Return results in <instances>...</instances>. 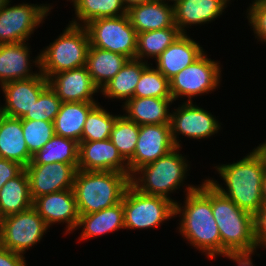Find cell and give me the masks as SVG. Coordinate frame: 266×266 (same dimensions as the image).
<instances>
[{
    "instance_id": "cell-34",
    "label": "cell",
    "mask_w": 266,
    "mask_h": 266,
    "mask_svg": "<svg viewBox=\"0 0 266 266\" xmlns=\"http://www.w3.org/2000/svg\"><path fill=\"white\" fill-rule=\"evenodd\" d=\"M139 130L140 125L121 115L111 131L109 139L127 163L133 158Z\"/></svg>"
},
{
    "instance_id": "cell-3",
    "label": "cell",
    "mask_w": 266,
    "mask_h": 266,
    "mask_svg": "<svg viewBox=\"0 0 266 266\" xmlns=\"http://www.w3.org/2000/svg\"><path fill=\"white\" fill-rule=\"evenodd\" d=\"M129 185L130 176L122 172L77 170L73 191L79 215L120 203Z\"/></svg>"
},
{
    "instance_id": "cell-15",
    "label": "cell",
    "mask_w": 266,
    "mask_h": 266,
    "mask_svg": "<svg viewBox=\"0 0 266 266\" xmlns=\"http://www.w3.org/2000/svg\"><path fill=\"white\" fill-rule=\"evenodd\" d=\"M33 208L49 228L57 222L66 223V234L77 228L79 213L73 189L41 195L33 200Z\"/></svg>"
},
{
    "instance_id": "cell-2",
    "label": "cell",
    "mask_w": 266,
    "mask_h": 266,
    "mask_svg": "<svg viewBox=\"0 0 266 266\" xmlns=\"http://www.w3.org/2000/svg\"><path fill=\"white\" fill-rule=\"evenodd\" d=\"M226 184V190L216 180L207 179L221 194L239 208L254 216L263 208L262 181L265 168L262 158L253 149L247 156L232 164L214 167Z\"/></svg>"
},
{
    "instance_id": "cell-1",
    "label": "cell",
    "mask_w": 266,
    "mask_h": 266,
    "mask_svg": "<svg viewBox=\"0 0 266 266\" xmlns=\"http://www.w3.org/2000/svg\"><path fill=\"white\" fill-rule=\"evenodd\" d=\"M185 191L184 206L175 203V217L181 216L179 232L191 246L213 260L221 255V237L213 217L212 184L205 179L201 186L188 185Z\"/></svg>"
},
{
    "instance_id": "cell-42",
    "label": "cell",
    "mask_w": 266,
    "mask_h": 266,
    "mask_svg": "<svg viewBox=\"0 0 266 266\" xmlns=\"http://www.w3.org/2000/svg\"><path fill=\"white\" fill-rule=\"evenodd\" d=\"M254 252H256V250L253 251H239V252H226L224 255V257L229 258L231 261H234L235 263L237 262L238 266H255L253 264L252 259V254L254 255Z\"/></svg>"
},
{
    "instance_id": "cell-21",
    "label": "cell",
    "mask_w": 266,
    "mask_h": 266,
    "mask_svg": "<svg viewBox=\"0 0 266 266\" xmlns=\"http://www.w3.org/2000/svg\"><path fill=\"white\" fill-rule=\"evenodd\" d=\"M130 23L140 32L177 27L174 20L173 4L150 1L132 6L127 10Z\"/></svg>"
},
{
    "instance_id": "cell-6",
    "label": "cell",
    "mask_w": 266,
    "mask_h": 266,
    "mask_svg": "<svg viewBox=\"0 0 266 266\" xmlns=\"http://www.w3.org/2000/svg\"><path fill=\"white\" fill-rule=\"evenodd\" d=\"M178 150L180 148L176 147L165 156L137 169L130 177V184L141 193L161 196L176 203L168 195L179 189L181 184L183 186L189 167L187 158Z\"/></svg>"
},
{
    "instance_id": "cell-11",
    "label": "cell",
    "mask_w": 266,
    "mask_h": 266,
    "mask_svg": "<svg viewBox=\"0 0 266 266\" xmlns=\"http://www.w3.org/2000/svg\"><path fill=\"white\" fill-rule=\"evenodd\" d=\"M49 227L37 211L30 209L1 218L0 244L10 251H25L40 242Z\"/></svg>"
},
{
    "instance_id": "cell-7",
    "label": "cell",
    "mask_w": 266,
    "mask_h": 266,
    "mask_svg": "<svg viewBox=\"0 0 266 266\" xmlns=\"http://www.w3.org/2000/svg\"><path fill=\"white\" fill-rule=\"evenodd\" d=\"M125 229L156 228L175 217V203L161 196L147 195L131 184L123 196Z\"/></svg>"
},
{
    "instance_id": "cell-12",
    "label": "cell",
    "mask_w": 266,
    "mask_h": 266,
    "mask_svg": "<svg viewBox=\"0 0 266 266\" xmlns=\"http://www.w3.org/2000/svg\"><path fill=\"white\" fill-rule=\"evenodd\" d=\"M171 113L170 128L173 142L176 147H181L179 136L182 135L190 139H204L211 137L218 130H221L219 121L209 111L193 104L185 102L179 105Z\"/></svg>"
},
{
    "instance_id": "cell-33",
    "label": "cell",
    "mask_w": 266,
    "mask_h": 266,
    "mask_svg": "<svg viewBox=\"0 0 266 266\" xmlns=\"http://www.w3.org/2000/svg\"><path fill=\"white\" fill-rule=\"evenodd\" d=\"M120 116L110 114L98 103L87 115L80 142L109 139Z\"/></svg>"
},
{
    "instance_id": "cell-14",
    "label": "cell",
    "mask_w": 266,
    "mask_h": 266,
    "mask_svg": "<svg viewBox=\"0 0 266 266\" xmlns=\"http://www.w3.org/2000/svg\"><path fill=\"white\" fill-rule=\"evenodd\" d=\"M78 164H28L27 173L32 200L57 191L73 189Z\"/></svg>"
},
{
    "instance_id": "cell-8",
    "label": "cell",
    "mask_w": 266,
    "mask_h": 266,
    "mask_svg": "<svg viewBox=\"0 0 266 266\" xmlns=\"http://www.w3.org/2000/svg\"><path fill=\"white\" fill-rule=\"evenodd\" d=\"M85 27L91 46L135 59L137 32L127 14L92 20Z\"/></svg>"
},
{
    "instance_id": "cell-31",
    "label": "cell",
    "mask_w": 266,
    "mask_h": 266,
    "mask_svg": "<svg viewBox=\"0 0 266 266\" xmlns=\"http://www.w3.org/2000/svg\"><path fill=\"white\" fill-rule=\"evenodd\" d=\"M79 142L54 135L33 156L29 164L67 163L78 164Z\"/></svg>"
},
{
    "instance_id": "cell-40",
    "label": "cell",
    "mask_w": 266,
    "mask_h": 266,
    "mask_svg": "<svg viewBox=\"0 0 266 266\" xmlns=\"http://www.w3.org/2000/svg\"><path fill=\"white\" fill-rule=\"evenodd\" d=\"M254 226L257 248H266V205L254 216Z\"/></svg>"
},
{
    "instance_id": "cell-28",
    "label": "cell",
    "mask_w": 266,
    "mask_h": 266,
    "mask_svg": "<svg viewBox=\"0 0 266 266\" xmlns=\"http://www.w3.org/2000/svg\"><path fill=\"white\" fill-rule=\"evenodd\" d=\"M139 59H128L121 70L107 82L100 92L108 99H123L126 103L133 98L137 83L142 72L149 66Z\"/></svg>"
},
{
    "instance_id": "cell-27",
    "label": "cell",
    "mask_w": 266,
    "mask_h": 266,
    "mask_svg": "<svg viewBox=\"0 0 266 266\" xmlns=\"http://www.w3.org/2000/svg\"><path fill=\"white\" fill-rule=\"evenodd\" d=\"M128 61L124 55L89 46L85 67L94 84L101 90Z\"/></svg>"
},
{
    "instance_id": "cell-10",
    "label": "cell",
    "mask_w": 266,
    "mask_h": 266,
    "mask_svg": "<svg viewBox=\"0 0 266 266\" xmlns=\"http://www.w3.org/2000/svg\"><path fill=\"white\" fill-rule=\"evenodd\" d=\"M220 63L211 60L204 52L197 60L177 73L169 80L170 93L174 101L187 97V102H192V97L214 91L220 83Z\"/></svg>"
},
{
    "instance_id": "cell-23",
    "label": "cell",
    "mask_w": 266,
    "mask_h": 266,
    "mask_svg": "<svg viewBox=\"0 0 266 266\" xmlns=\"http://www.w3.org/2000/svg\"><path fill=\"white\" fill-rule=\"evenodd\" d=\"M173 98L133 97L123 105L124 116L138 125L170 124Z\"/></svg>"
},
{
    "instance_id": "cell-30",
    "label": "cell",
    "mask_w": 266,
    "mask_h": 266,
    "mask_svg": "<svg viewBox=\"0 0 266 266\" xmlns=\"http://www.w3.org/2000/svg\"><path fill=\"white\" fill-rule=\"evenodd\" d=\"M73 3L75 16L70 24L85 26L99 18L118 17L127 14L123 0H69ZM81 21V22H80ZM83 22V23H82ZM81 23V24H79ZM83 24V25H82Z\"/></svg>"
},
{
    "instance_id": "cell-26",
    "label": "cell",
    "mask_w": 266,
    "mask_h": 266,
    "mask_svg": "<svg viewBox=\"0 0 266 266\" xmlns=\"http://www.w3.org/2000/svg\"><path fill=\"white\" fill-rule=\"evenodd\" d=\"M97 104L98 102H62L53 121L55 135L80 143L87 115Z\"/></svg>"
},
{
    "instance_id": "cell-41",
    "label": "cell",
    "mask_w": 266,
    "mask_h": 266,
    "mask_svg": "<svg viewBox=\"0 0 266 266\" xmlns=\"http://www.w3.org/2000/svg\"><path fill=\"white\" fill-rule=\"evenodd\" d=\"M0 266H27L24 255L10 251L0 244Z\"/></svg>"
},
{
    "instance_id": "cell-9",
    "label": "cell",
    "mask_w": 266,
    "mask_h": 266,
    "mask_svg": "<svg viewBox=\"0 0 266 266\" xmlns=\"http://www.w3.org/2000/svg\"><path fill=\"white\" fill-rule=\"evenodd\" d=\"M0 0V44L26 42L51 12L50 4H18ZM30 36V37H29Z\"/></svg>"
},
{
    "instance_id": "cell-19",
    "label": "cell",
    "mask_w": 266,
    "mask_h": 266,
    "mask_svg": "<svg viewBox=\"0 0 266 266\" xmlns=\"http://www.w3.org/2000/svg\"><path fill=\"white\" fill-rule=\"evenodd\" d=\"M203 47L187 34H181L161 55L155 59L158 69L168 80L197 60Z\"/></svg>"
},
{
    "instance_id": "cell-20",
    "label": "cell",
    "mask_w": 266,
    "mask_h": 266,
    "mask_svg": "<svg viewBox=\"0 0 266 266\" xmlns=\"http://www.w3.org/2000/svg\"><path fill=\"white\" fill-rule=\"evenodd\" d=\"M230 0H179L173 4L175 25L187 34L189 25H204L222 15ZM186 27V28H185Z\"/></svg>"
},
{
    "instance_id": "cell-45",
    "label": "cell",
    "mask_w": 266,
    "mask_h": 266,
    "mask_svg": "<svg viewBox=\"0 0 266 266\" xmlns=\"http://www.w3.org/2000/svg\"><path fill=\"white\" fill-rule=\"evenodd\" d=\"M262 198L264 205H266V172L263 176V181H262Z\"/></svg>"
},
{
    "instance_id": "cell-29",
    "label": "cell",
    "mask_w": 266,
    "mask_h": 266,
    "mask_svg": "<svg viewBox=\"0 0 266 266\" xmlns=\"http://www.w3.org/2000/svg\"><path fill=\"white\" fill-rule=\"evenodd\" d=\"M33 207L29 180L25 169L0 189V217L23 212Z\"/></svg>"
},
{
    "instance_id": "cell-39",
    "label": "cell",
    "mask_w": 266,
    "mask_h": 266,
    "mask_svg": "<svg viewBox=\"0 0 266 266\" xmlns=\"http://www.w3.org/2000/svg\"><path fill=\"white\" fill-rule=\"evenodd\" d=\"M23 170L24 167L19 163L0 158V189L7 181L18 176Z\"/></svg>"
},
{
    "instance_id": "cell-36",
    "label": "cell",
    "mask_w": 266,
    "mask_h": 266,
    "mask_svg": "<svg viewBox=\"0 0 266 266\" xmlns=\"http://www.w3.org/2000/svg\"><path fill=\"white\" fill-rule=\"evenodd\" d=\"M24 139L29 152L34 155L55 135L53 122L22 119Z\"/></svg>"
},
{
    "instance_id": "cell-38",
    "label": "cell",
    "mask_w": 266,
    "mask_h": 266,
    "mask_svg": "<svg viewBox=\"0 0 266 266\" xmlns=\"http://www.w3.org/2000/svg\"><path fill=\"white\" fill-rule=\"evenodd\" d=\"M247 12V19L256 35L255 38L266 43V3L263 0H254Z\"/></svg>"
},
{
    "instance_id": "cell-25",
    "label": "cell",
    "mask_w": 266,
    "mask_h": 266,
    "mask_svg": "<svg viewBox=\"0 0 266 266\" xmlns=\"http://www.w3.org/2000/svg\"><path fill=\"white\" fill-rule=\"evenodd\" d=\"M78 227L83 228L79 240L125 229L123 199L120 203L98 212L79 215L76 229H79Z\"/></svg>"
},
{
    "instance_id": "cell-35",
    "label": "cell",
    "mask_w": 266,
    "mask_h": 266,
    "mask_svg": "<svg viewBox=\"0 0 266 266\" xmlns=\"http://www.w3.org/2000/svg\"><path fill=\"white\" fill-rule=\"evenodd\" d=\"M133 97L172 98L169 80L158 69L148 66L142 72Z\"/></svg>"
},
{
    "instance_id": "cell-18",
    "label": "cell",
    "mask_w": 266,
    "mask_h": 266,
    "mask_svg": "<svg viewBox=\"0 0 266 266\" xmlns=\"http://www.w3.org/2000/svg\"><path fill=\"white\" fill-rule=\"evenodd\" d=\"M48 83L62 102H96L93 95L100 91L85 66L56 73Z\"/></svg>"
},
{
    "instance_id": "cell-17",
    "label": "cell",
    "mask_w": 266,
    "mask_h": 266,
    "mask_svg": "<svg viewBox=\"0 0 266 266\" xmlns=\"http://www.w3.org/2000/svg\"><path fill=\"white\" fill-rule=\"evenodd\" d=\"M77 170L116 171L130 176L128 163L110 139L80 142Z\"/></svg>"
},
{
    "instance_id": "cell-24",
    "label": "cell",
    "mask_w": 266,
    "mask_h": 266,
    "mask_svg": "<svg viewBox=\"0 0 266 266\" xmlns=\"http://www.w3.org/2000/svg\"><path fill=\"white\" fill-rule=\"evenodd\" d=\"M22 129V119L4 115L0 122V158L19 163L24 168L32 160Z\"/></svg>"
},
{
    "instance_id": "cell-47",
    "label": "cell",
    "mask_w": 266,
    "mask_h": 266,
    "mask_svg": "<svg viewBox=\"0 0 266 266\" xmlns=\"http://www.w3.org/2000/svg\"><path fill=\"white\" fill-rule=\"evenodd\" d=\"M5 114L3 113L2 109H1V106H0V122H1V119L2 117L4 116Z\"/></svg>"
},
{
    "instance_id": "cell-16",
    "label": "cell",
    "mask_w": 266,
    "mask_h": 266,
    "mask_svg": "<svg viewBox=\"0 0 266 266\" xmlns=\"http://www.w3.org/2000/svg\"><path fill=\"white\" fill-rule=\"evenodd\" d=\"M48 85V79L40 71L33 78L3 84L1 86L5 97V105H1L3 113L8 117L23 118Z\"/></svg>"
},
{
    "instance_id": "cell-44",
    "label": "cell",
    "mask_w": 266,
    "mask_h": 266,
    "mask_svg": "<svg viewBox=\"0 0 266 266\" xmlns=\"http://www.w3.org/2000/svg\"><path fill=\"white\" fill-rule=\"evenodd\" d=\"M150 1H153V0H123V3L126 9L128 10L132 6L143 4L146 2H150Z\"/></svg>"
},
{
    "instance_id": "cell-4",
    "label": "cell",
    "mask_w": 266,
    "mask_h": 266,
    "mask_svg": "<svg viewBox=\"0 0 266 266\" xmlns=\"http://www.w3.org/2000/svg\"><path fill=\"white\" fill-rule=\"evenodd\" d=\"M212 211L221 237V255L226 252L253 251L254 215L239 208L212 185Z\"/></svg>"
},
{
    "instance_id": "cell-43",
    "label": "cell",
    "mask_w": 266,
    "mask_h": 266,
    "mask_svg": "<svg viewBox=\"0 0 266 266\" xmlns=\"http://www.w3.org/2000/svg\"><path fill=\"white\" fill-rule=\"evenodd\" d=\"M254 150L262 158L266 172V141L262 144H259V146L254 148Z\"/></svg>"
},
{
    "instance_id": "cell-13",
    "label": "cell",
    "mask_w": 266,
    "mask_h": 266,
    "mask_svg": "<svg viewBox=\"0 0 266 266\" xmlns=\"http://www.w3.org/2000/svg\"><path fill=\"white\" fill-rule=\"evenodd\" d=\"M176 148L170 124L140 125L133 158L128 162L130 177L140 167L156 161Z\"/></svg>"
},
{
    "instance_id": "cell-46",
    "label": "cell",
    "mask_w": 266,
    "mask_h": 266,
    "mask_svg": "<svg viewBox=\"0 0 266 266\" xmlns=\"http://www.w3.org/2000/svg\"><path fill=\"white\" fill-rule=\"evenodd\" d=\"M154 1H159V2H164V3H169V1L171 2H174L173 4L177 3L179 0H154Z\"/></svg>"
},
{
    "instance_id": "cell-22",
    "label": "cell",
    "mask_w": 266,
    "mask_h": 266,
    "mask_svg": "<svg viewBox=\"0 0 266 266\" xmlns=\"http://www.w3.org/2000/svg\"><path fill=\"white\" fill-rule=\"evenodd\" d=\"M27 42L0 44V85L16 80L30 79L39 74L32 72L30 46ZM31 61V62H30Z\"/></svg>"
},
{
    "instance_id": "cell-32",
    "label": "cell",
    "mask_w": 266,
    "mask_h": 266,
    "mask_svg": "<svg viewBox=\"0 0 266 266\" xmlns=\"http://www.w3.org/2000/svg\"><path fill=\"white\" fill-rule=\"evenodd\" d=\"M181 34L177 27L138 33L135 58L144 62L147 57L158 58Z\"/></svg>"
},
{
    "instance_id": "cell-37",
    "label": "cell",
    "mask_w": 266,
    "mask_h": 266,
    "mask_svg": "<svg viewBox=\"0 0 266 266\" xmlns=\"http://www.w3.org/2000/svg\"><path fill=\"white\" fill-rule=\"evenodd\" d=\"M62 101L48 85L39 95L31 110L21 119L44 120L53 122L59 112Z\"/></svg>"
},
{
    "instance_id": "cell-5",
    "label": "cell",
    "mask_w": 266,
    "mask_h": 266,
    "mask_svg": "<svg viewBox=\"0 0 266 266\" xmlns=\"http://www.w3.org/2000/svg\"><path fill=\"white\" fill-rule=\"evenodd\" d=\"M89 46L86 27L68 24L55 41L40 51L33 63L49 79L56 73L84 67Z\"/></svg>"
}]
</instances>
